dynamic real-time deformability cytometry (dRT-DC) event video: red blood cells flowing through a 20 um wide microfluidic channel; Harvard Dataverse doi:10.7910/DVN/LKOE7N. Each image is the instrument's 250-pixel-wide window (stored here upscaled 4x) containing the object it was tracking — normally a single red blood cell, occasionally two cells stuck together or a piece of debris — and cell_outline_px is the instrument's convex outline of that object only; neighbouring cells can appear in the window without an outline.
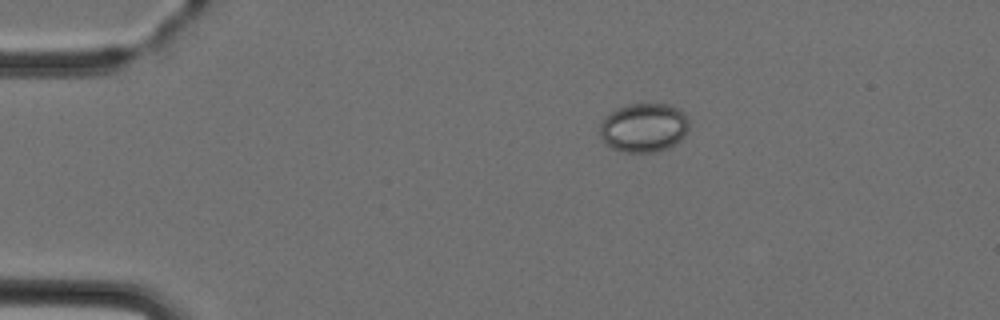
{"species": "Egyptian fruit bat (a non-hibernating species)", "species_latin": "Rousettus aegyptiacus", "temperature_condition": "cold", "stored_images_in_passage": 3, "camera_frame_rate_fps": 3000, "um_per_image_px": 0.085, "animal": {"sex": "female"}, "frame": {"image": 1, "passage_image": 1, "time_ms": 0.0, "image_size_px": [1000, 320], "cell_outline_px": [[688, 128], [684, 136], [680, 140], [668, 148], [656, 152], [624, 152], [612, 148], [600, 136], [600, 124], [604, 116], [616, 108], [628, 104], [672, 104], [680, 108], [684, 112], [688, 120]], "centroid_in_image_um": [54.73, 10.83], "position_along_channel_um": 30.3, "area_um2": 25.66}}